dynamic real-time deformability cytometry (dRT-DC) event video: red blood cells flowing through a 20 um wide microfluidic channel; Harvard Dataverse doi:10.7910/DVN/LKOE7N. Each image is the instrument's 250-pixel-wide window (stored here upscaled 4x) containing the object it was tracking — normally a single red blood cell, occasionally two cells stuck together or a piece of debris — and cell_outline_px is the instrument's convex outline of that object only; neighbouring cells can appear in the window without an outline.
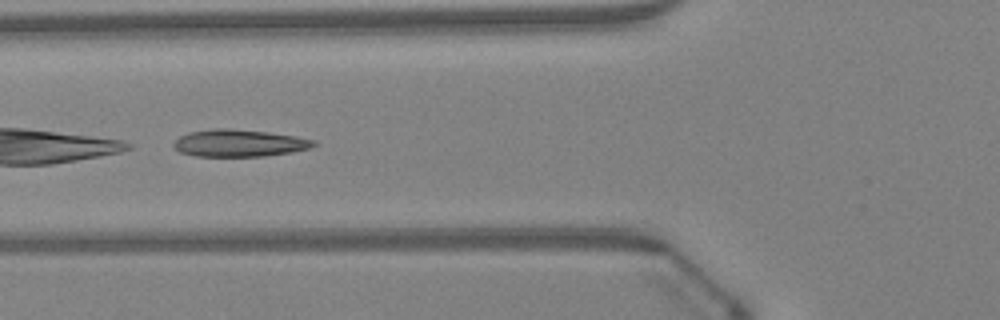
{"species": "Egyptian fruit bat (a non-hibernating species)", "species_latin": "Rousettus aegyptiacus", "temperature_condition": "warm", "stored_images_in_passage": 23, "camera_frame_rate_fps": 3000, "um_per_image_px": 0.085, "animal": {"sex": "female"}, "frame": {"image": 1, "passage_image": 7, "time_ms": 2.0, "image_size_px": [1000, 320], "cell_outline_px": [[316, 144], [308, 148], [292, 152], [264, 156], [196, 156], [180, 152], [172, 144], [180, 136], [188, 132], [216, 128], [228, 128], [268, 132], [296, 136], [316, 140]], "centroid_in_image_um": [20.33, 12.16], "position_along_channel_um": 105.5, "area_um2": 22.08}}
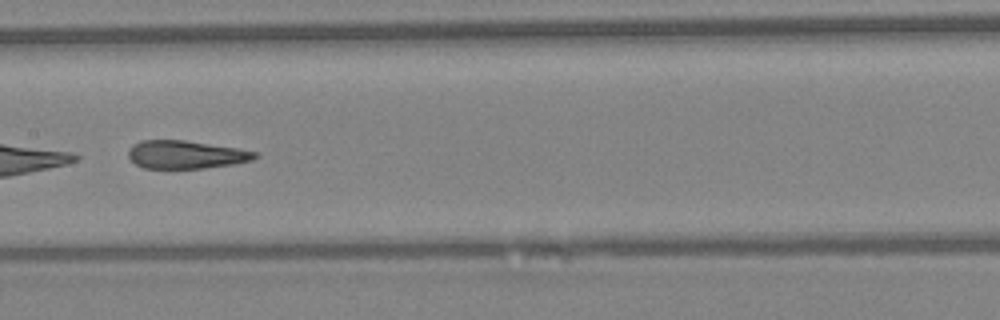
{"frame": {"image": 2, "passage_image": 13, "time_ms": 4.0, "image_size_px": [1000, 320], "cell_outline_px": [[260, 156], [252, 160], [232, 164], [204, 168], [144, 168], [136, 164], [128, 156], [128, 152], [132, 144], [140, 140], [184, 140], [236, 148], [256, 152]], "centroid_in_image_um": [15.78, 13.13], "position_along_channel_um": 191.6, "area_um2": 20.58}}
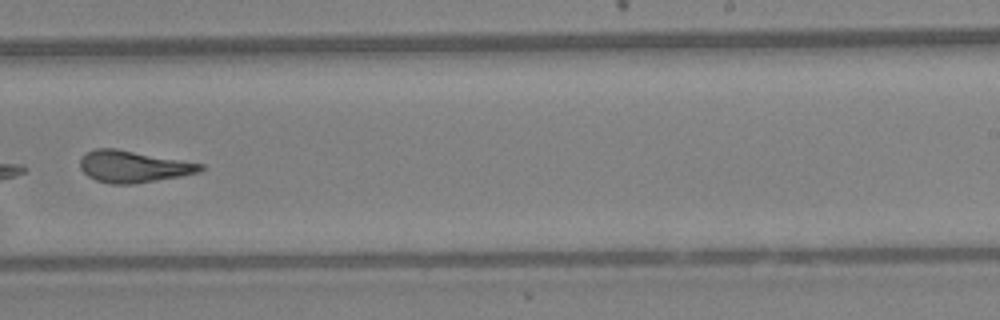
{"frame": {"image": 3, "passage_image": 19, "time_ms": 6.0, "image_size_px": [1000, 320], "cell_outline_px": [[204, 168], [200, 172], [180, 176], [136, 184], [112, 184], [96, 180], [88, 176], [80, 168], [80, 160], [88, 152], [96, 148], [116, 148], [204, 164]], "centroid_in_image_um": [11.34, 14.16], "position_along_channel_um": 277.7, "area_um2": 22.2}}